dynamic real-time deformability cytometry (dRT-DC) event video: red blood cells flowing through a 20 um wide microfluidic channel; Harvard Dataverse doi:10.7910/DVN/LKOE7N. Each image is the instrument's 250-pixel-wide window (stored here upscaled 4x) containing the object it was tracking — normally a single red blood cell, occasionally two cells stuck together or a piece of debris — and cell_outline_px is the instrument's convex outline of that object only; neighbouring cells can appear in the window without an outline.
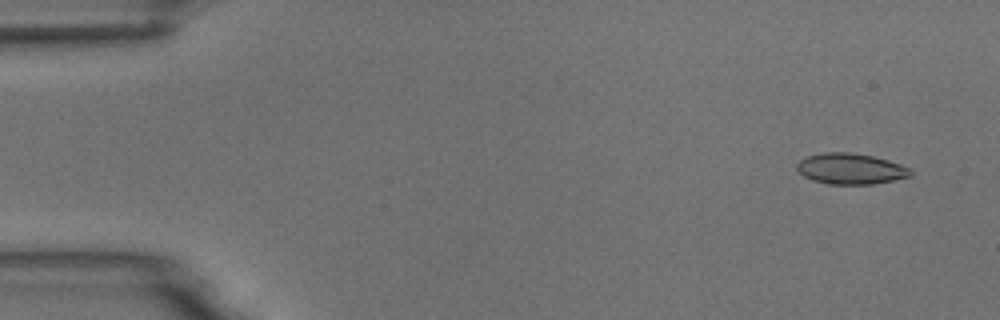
{"species": "common noctule bat (a hibernating species)", "species_latin": "Nyctalus noctula", "temperature_condition": "room temperature", "stored_images_in_passage": 9, "camera_frame_rate_fps": 3000, "um_per_image_px": 0.085, "animal": {"sex": "male", "body_mass_g": 18.8}, "frame": {"image": 1, "passage_image": 2, "time_ms": 1.0, "image_size_px": [1000, 320], "cell_outline_px": [[912, 176], [872, 184], [828, 184], [812, 180], [804, 176], [796, 168], [796, 164], [800, 160], [808, 156], [824, 152], [848, 152], [872, 156], [888, 160], [900, 164], [908, 168], [912, 172]], "centroid_in_image_um": [72.28, 14.34], "position_along_channel_um": 12.7, "area_um2": 20.29}}